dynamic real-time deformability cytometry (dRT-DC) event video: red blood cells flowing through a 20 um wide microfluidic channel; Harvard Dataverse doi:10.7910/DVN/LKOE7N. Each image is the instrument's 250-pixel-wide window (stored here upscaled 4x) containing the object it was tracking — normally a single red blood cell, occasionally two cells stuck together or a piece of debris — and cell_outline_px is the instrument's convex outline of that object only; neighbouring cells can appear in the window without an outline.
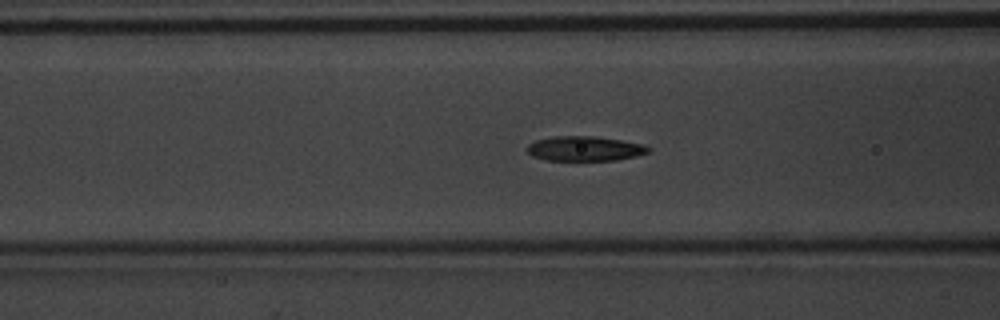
{"species": "common noctule bat (a hibernating species)", "species_latin": "Nyctalus noctula", "temperature_condition": "warm", "stored_images_in_passage": 40, "segment_of_instrument_passage": [1, 2], "camera_frame_rate_fps": 3000, "um_per_image_px": 0.085, "animal": {"sex": "male", "body_mass_g": 20.1, "forearm_length_mm": 53.5}, "frame": {"image": 1, "passage_image": 7, "time_ms": 2.0, "image_size_px": [1000, 320], "cell_outline_px": [[652, 148], [648, 152], [636, 156], [616, 160], [548, 160], [532, 156], [524, 148], [528, 144], [536, 140], [552, 136], [596, 136], [644, 144]], "centroid_in_image_um": [49.69, 12.62], "position_along_channel_um": 116.9, "area_um2": 17.57}}
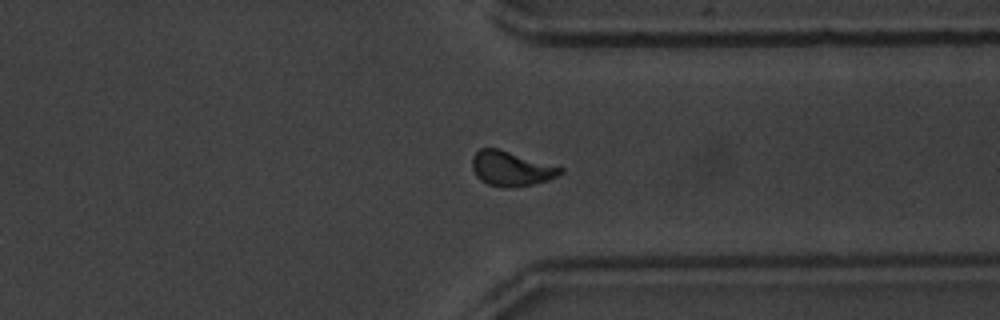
{"frame": {"image": 2, "passage_image": 27, "time_ms": 8.667, "image_size_px": [1000, 320], "cell_outline_px": [[564, 172], [548, 180], [532, 184], [508, 188], [488, 184], [480, 180], [476, 176], [472, 168], [472, 156], [480, 148], [496, 148], [564, 168]], "centroid_in_image_um": [43.42, 14.33], "position_along_channel_um": 368.0, "area_um2": 17.63}}
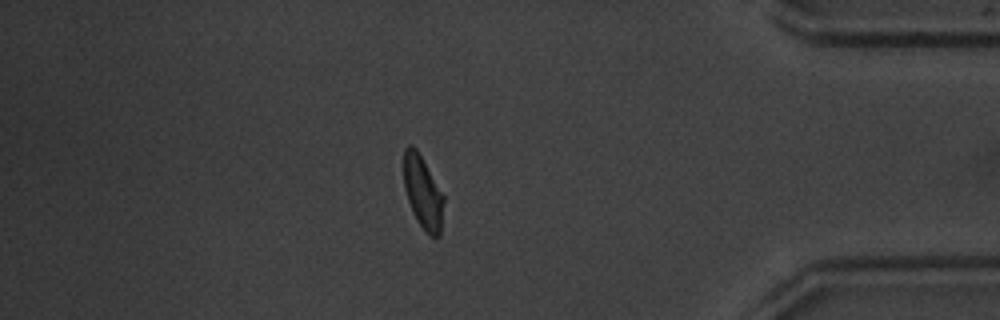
{"frame": {"image": 3, "passage_image": 32, "time_ms": 10.333, "image_size_px": [1000, 320], "cell_outline_px": [[444, 200], [440, 236], [432, 236], [416, 220], [408, 200], [404, 188], [404, 148], [408, 144], [412, 144], [416, 148], [444, 196]], "centroid_in_image_um": [35.93, 16.32], "position_along_channel_um": 399.3, "area_um2": 16.65}}